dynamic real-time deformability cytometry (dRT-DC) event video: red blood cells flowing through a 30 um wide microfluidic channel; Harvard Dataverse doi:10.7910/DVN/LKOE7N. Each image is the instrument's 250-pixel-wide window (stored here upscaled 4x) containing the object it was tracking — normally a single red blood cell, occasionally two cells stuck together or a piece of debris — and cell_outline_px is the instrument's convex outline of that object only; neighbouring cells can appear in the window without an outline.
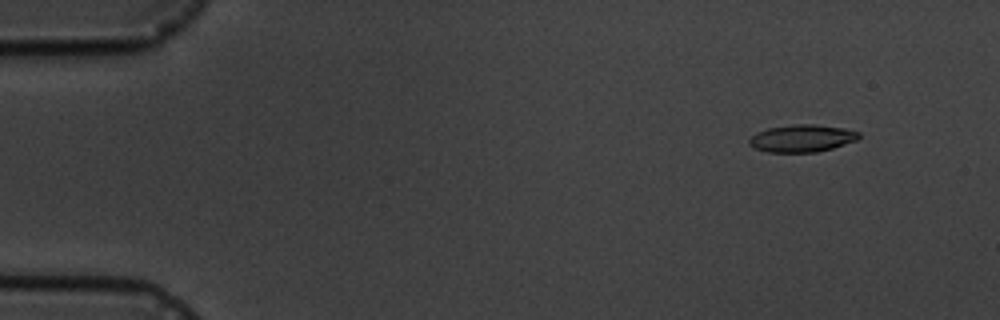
{"species": "common noctule bat (a hibernating species)", "species_latin": "Nyctalus noctula", "temperature_condition": "cold", "stored_images_in_passage": 6, "camera_frame_rate_fps": 3000, "um_per_image_px": 0.085, "animal": {"sex": "male", "body_mass_g": 19.5, "forearm_length_mm": 54.6}, "frame": {"image": 1, "passage_image": 2, "time_ms": 1.333, "image_size_px": [1000, 320], "cell_outline_px": [[860, 136], [856, 140], [832, 148], [816, 152], [768, 152], [756, 148], [748, 144], [748, 140], [756, 132], [768, 128], [792, 124], [816, 124], [844, 128], [860, 132]], "centroid_in_image_um": [68.16, 11.74], "position_along_channel_um": 16.8, "area_um2": 17.46}}
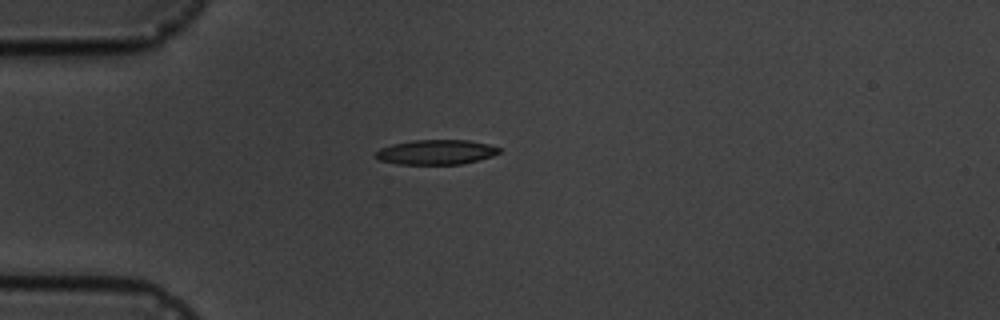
{"frame": {"image": 2, "passage_image": 5, "time_ms": 4.667, "image_size_px": [1000, 320], "cell_outline_px": [[500, 152], [492, 156], [460, 164], [396, 164], [380, 160], [372, 156], [380, 148], [392, 144], [412, 140], [468, 140], [488, 144], [500, 148]], "centroid_in_image_um": [37.02, 12.93], "position_along_channel_um": 48.0, "area_um2": 17.8}}